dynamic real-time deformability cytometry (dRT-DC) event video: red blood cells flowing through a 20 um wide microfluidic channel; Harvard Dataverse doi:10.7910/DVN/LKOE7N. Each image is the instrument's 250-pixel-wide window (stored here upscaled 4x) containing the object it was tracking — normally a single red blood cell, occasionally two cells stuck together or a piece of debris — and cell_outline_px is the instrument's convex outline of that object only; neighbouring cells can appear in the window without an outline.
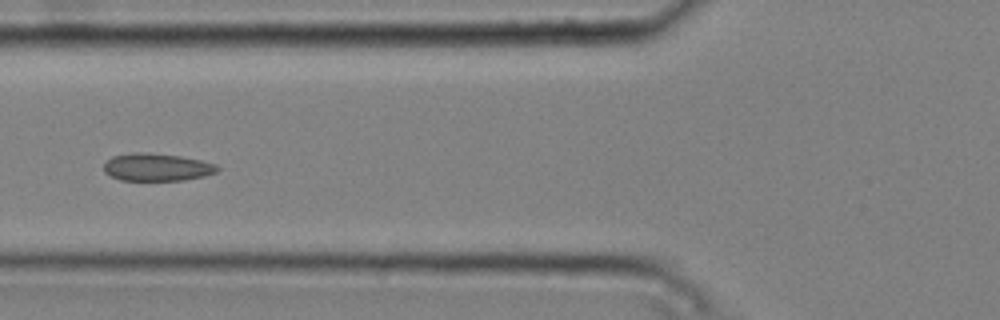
{"species": "common noctule bat (a hibernating species)", "species_latin": "Nyctalus noctula", "temperature_condition": "cold", "stored_images_in_passage": 7, "camera_frame_rate_fps": 3000, "um_per_image_px": 0.085, "animal": {"sex": "male", "body_mass_g": 20.4}, "frame": {"image": 1, "passage_image": 5, "time_ms": 1.333, "image_size_px": [1000, 320], "cell_outline_px": [[220, 168], [216, 172], [204, 176], [184, 180], [120, 180], [104, 172], [104, 160], [112, 156], [132, 152], [148, 152], [180, 156], [200, 160], [216, 164]], "centroid_in_image_um": [13.3, 14.2], "position_along_channel_um": 112.5, "area_um2": 18.38}}
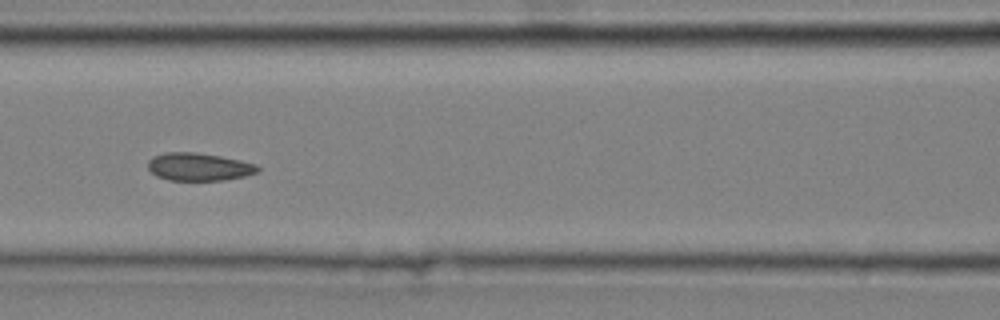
{"frame": {"image": 2, "passage_image": 6, "time_ms": 1.667, "image_size_px": [1000, 320], "cell_outline_px": [[260, 172], [244, 176], [224, 180], [168, 180], [156, 176], [148, 168], [148, 160], [152, 156], [164, 152], [196, 152], [220, 156], [240, 160], [256, 164], [260, 168]], "centroid_in_image_um": [16.9, 14.17], "position_along_channel_um": 149.7, "area_um2": 17.92}}
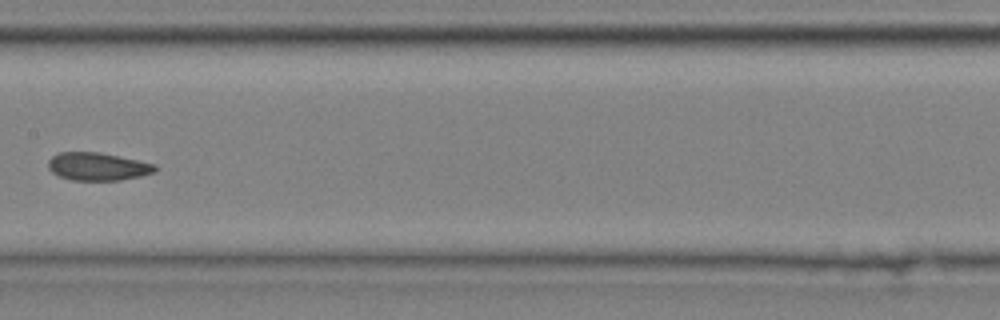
{"frame": {"image": 3, "passage_image": 7, "time_ms": 2.0, "image_size_px": [1000, 320], "cell_outline_px": [[156, 172], [140, 176], [120, 180], [72, 180], [60, 176], [52, 172], [48, 168], [48, 160], [52, 156], [60, 152], [100, 152], [156, 164]], "centroid_in_image_um": [8.3, 14.15], "position_along_channel_um": 199.1, "area_um2": 17.34}}